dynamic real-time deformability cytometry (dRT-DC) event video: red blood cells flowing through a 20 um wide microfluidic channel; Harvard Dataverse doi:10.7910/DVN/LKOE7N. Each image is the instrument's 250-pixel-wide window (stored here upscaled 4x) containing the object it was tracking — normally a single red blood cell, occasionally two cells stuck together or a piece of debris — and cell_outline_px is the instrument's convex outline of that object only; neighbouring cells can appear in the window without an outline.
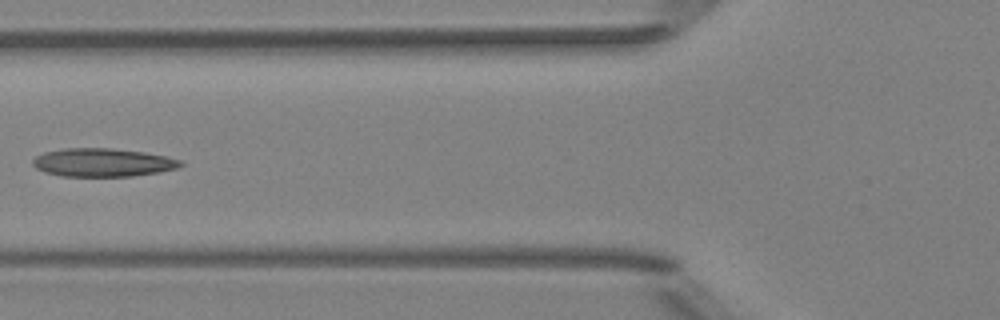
{"species": "Egyptian fruit bat (a non-hibernating species)", "species_latin": "Rousettus aegyptiacus", "temperature_condition": "room temperature", "stored_images_in_passage": 5, "camera_frame_rate_fps": 3000, "um_per_image_px": 0.085, "animal": {"sex": "female"}, "frame": {"image": 1, "passage_image": 5, "time_ms": 4.667, "image_size_px": [1000, 320], "cell_outline_px": [[184, 164], [176, 168], [160, 172], [132, 176], [60, 176], [44, 172], [36, 168], [32, 164], [32, 160], [36, 156], [44, 152], [64, 148], [112, 148], [144, 152], [168, 156], [180, 160]], "centroid_in_image_um": [8.72, 13.81], "position_along_channel_um": 117.1, "area_um2": 24.51}}